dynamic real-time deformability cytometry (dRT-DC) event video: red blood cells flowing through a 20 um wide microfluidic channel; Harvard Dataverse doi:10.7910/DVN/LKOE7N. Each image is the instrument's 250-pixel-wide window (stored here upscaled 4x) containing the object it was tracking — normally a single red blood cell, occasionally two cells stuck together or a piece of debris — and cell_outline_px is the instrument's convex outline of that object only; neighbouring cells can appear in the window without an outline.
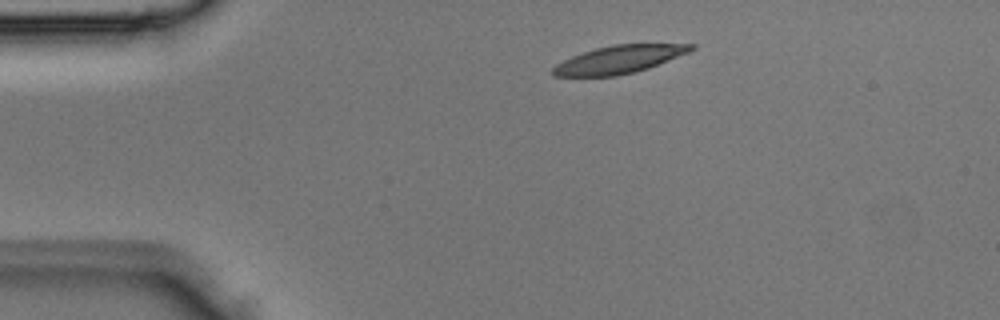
{"species": "Egyptian fruit bat (a non-hibernating species)", "species_latin": "Rousettus aegyptiacus", "temperature_condition": "room temperature", "stored_images_in_passage": 2, "camera_frame_rate_fps": 3000, "um_per_image_px": 0.085, "animal": {"sex": "male"}, "frame": {"image": 1, "passage_image": 1, "time_ms": 0.0, "image_size_px": [1000, 320], "cell_outline_px": [[696, 48], [688, 52], [648, 68], [616, 76], [556, 76], [552, 72], [552, 68], [556, 64], [572, 56], [596, 48], [612, 44], [696, 44]], "centroid_in_image_um": [52.62, 5.04], "position_along_channel_um": 32.4, "area_um2": 22.08}}